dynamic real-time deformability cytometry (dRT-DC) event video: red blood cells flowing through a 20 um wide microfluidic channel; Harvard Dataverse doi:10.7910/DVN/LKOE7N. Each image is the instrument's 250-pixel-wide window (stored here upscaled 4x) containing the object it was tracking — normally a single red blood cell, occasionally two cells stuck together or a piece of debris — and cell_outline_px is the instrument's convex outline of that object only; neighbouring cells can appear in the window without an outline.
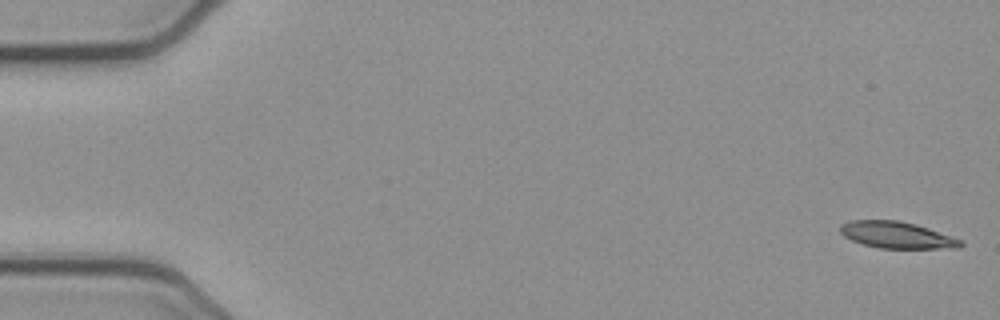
{"species": "common noctule bat (a hibernating species)", "species_latin": "Nyctalus noctula", "temperature_condition": "cold", "stored_images_in_passage": 52, "camera_frame_rate_fps": 3000, "um_per_image_px": 0.085, "animal": {"sex": "female", "body_mass_g": 21.9}, "frame": {"image": 1, "passage_image": 1, "time_ms": 0.0, "image_size_px": [1000, 320], "cell_outline_px": [[964, 244], [960, 248], [880, 248], [864, 244], [852, 240], [844, 236], [840, 232], [840, 224], [848, 220], [896, 220], [916, 224], [928, 228], [960, 240]], "centroid_in_image_um": [76.19, 19.97], "position_along_channel_um": 8.8, "area_um2": 18.5}}
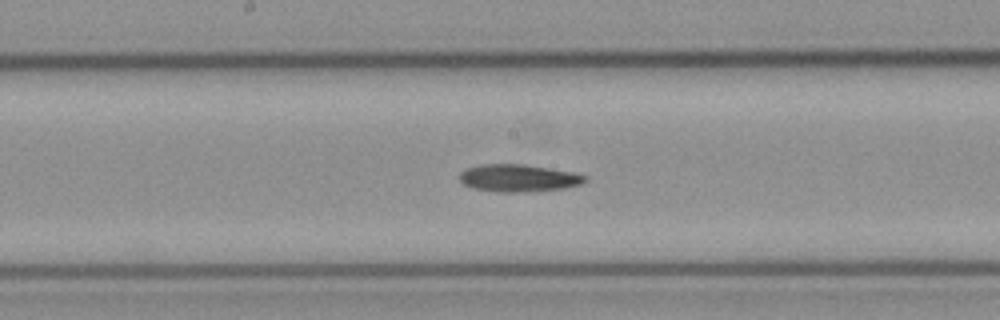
{"frame": {"image": 2, "passage_image": 27, "time_ms": 8.667, "image_size_px": [1000, 320], "cell_outline_px": [[588, 180], [580, 184], [564, 188], [524, 192], [496, 192], [472, 188], [464, 184], [460, 180], [460, 172], [464, 168], [480, 164], [524, 164], [572, 172], [588, 176]], "centroid_in_image_um": [44.04, 15.13], "position_along_channel_um": 204.2, "area_um2": 20.11}}
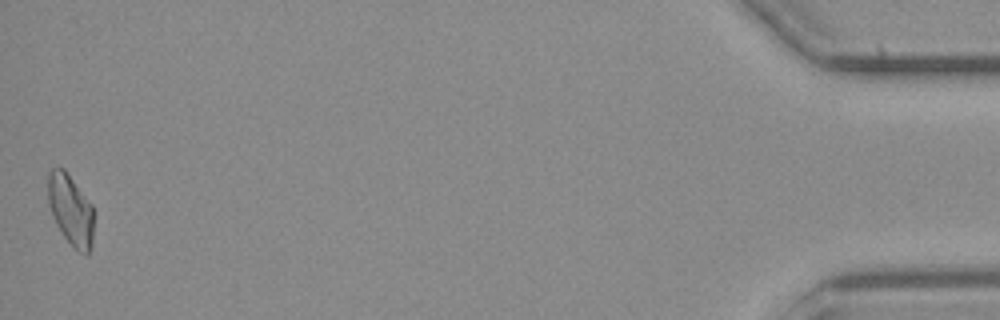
{"frame": {"image": 3, "passage_image": 52, "time_ms": 17.0, "image_size_px": [1000, 320], "cell_outline_px": [[92, 244], [88, 256], [80, 252], [64, 236], [56, 224], [52, 216], [48, 204], [48, 172], [52, 168], [64, 168], [92, 204]], "centroid_in_image_um": [5.99, 17.81], "position_along_channel_um": 429.2, "area_um2": 18.73}}